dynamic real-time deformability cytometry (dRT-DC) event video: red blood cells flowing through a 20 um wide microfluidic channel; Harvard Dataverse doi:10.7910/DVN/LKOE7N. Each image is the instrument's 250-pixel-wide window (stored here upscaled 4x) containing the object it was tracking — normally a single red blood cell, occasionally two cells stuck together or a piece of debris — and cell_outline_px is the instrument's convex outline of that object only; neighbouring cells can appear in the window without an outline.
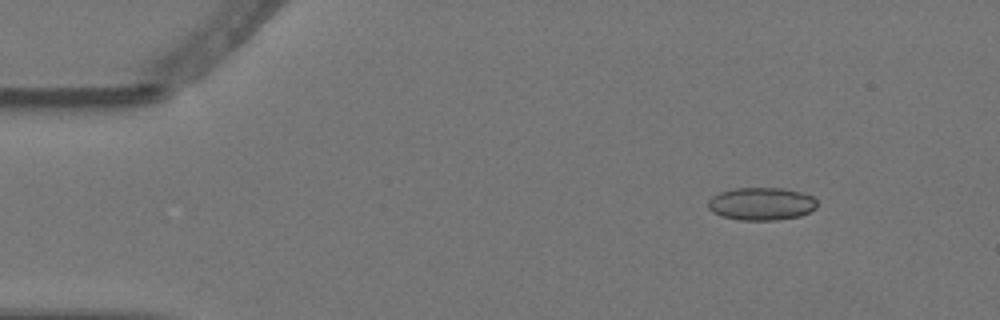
{"species": "Egyptian fruit bat (a non-hibernating species)", "species_latin": "Rousettus aegyptiacus", "temperature_condition": "warm", "stored_images_in_passage": 4, "camera_frame_rate_fps": 3000, "um_per_image_px": 0.085, "animal": {"sex": "female"}, "frame": {"image": 1, "passage_image": 2, "time_ms": 0.333, "image_size_px": [1000, 320], "cell_outline_px": [[816, 208], [800, 216], [776, 220], [740, 220], [720, 216], [712, 212], [708, 208], [708, 200], [712, 196], [720, 192], [736, 188], [784, 188], [804, 192], [812, 196], [816, 200]], "centroid_in_image_um": [64.71, 17.32], "position_along_channel_um": 20.3, "area_um2": 20.98}}